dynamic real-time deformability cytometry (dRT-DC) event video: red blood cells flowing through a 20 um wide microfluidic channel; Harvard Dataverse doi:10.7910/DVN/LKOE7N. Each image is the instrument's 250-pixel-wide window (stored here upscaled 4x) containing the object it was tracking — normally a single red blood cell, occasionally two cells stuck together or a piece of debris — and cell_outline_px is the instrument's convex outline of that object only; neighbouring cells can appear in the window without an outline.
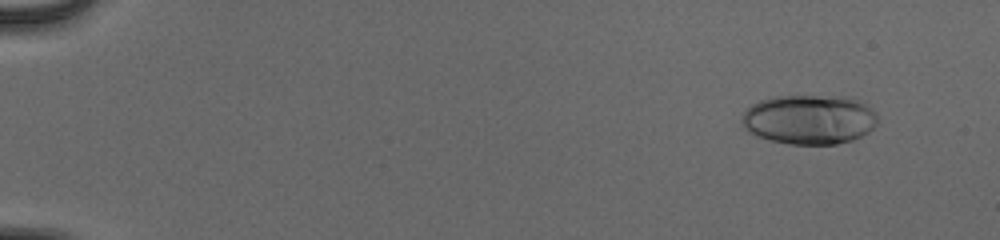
{"species": "human", "species_latin": "Homo sapiens", "temperature_condition": "cold", "stored_images_in_passage": 54, "camera_frame_rate_fps": 3000, "um_per_image_px": 0.085, "donor": {"sex": "male"}, "frame": {"image": 1, "passage_image": 5, "time_ms": 1.333, "image_size_px": [1000, 240], "cell_outline_px": [[876, 124], [868, 132], [852, 140], [836, 144], [788, 144], [768, 140], [756, 136], [748, 132], [740, 124], [740, 120], [744, 112], [752, 104], [760, 100], [776, 96], [852, 96], [876, 112]], "centroid_in_image_um": [68.75, 10.15], "position_along_channel_um": 16.2, "area_um2": 39.54}}
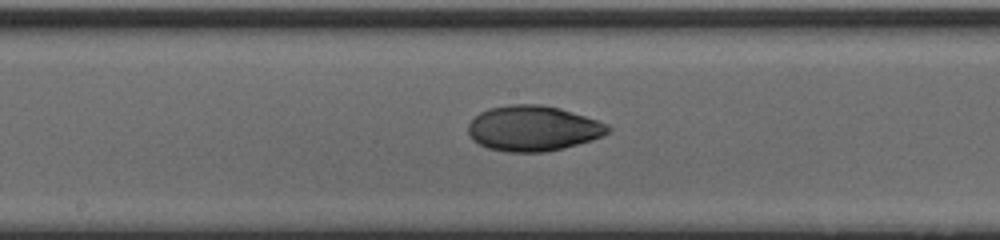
{"frame": {"image": 2, "passage_image": 31, "time_ms": 10.0, "image_size_px": [1000, 240], "cell_outline_px": [[612, 128], [604, 136], [592, 140], [544, 152], [508, 152], [488, 148], [472, 140], [468, 132], [468, 124], [480, 112], [488, 108], [508, 104], [540, 104], [560, 108], [608, 124]], "centroid_in_image_um": [45.3, 10.9], "position_along_channel_um": 202.9, "area_um2": 36.88}}
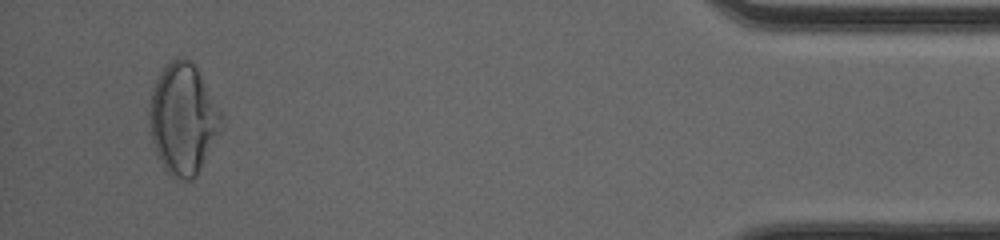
{"frame": {"image": 3, "passage_image": 52, "time_ms": 17.0, "image_size_px": [1000, 240], "cell_outline_px": [[224, 120], [196, 176], [192, 180], [184, 180], [172, 176], [164, 168], [156, 152], [152, 140], [148, 120], [148, 112], [152, 88], [164, 64], [180, 56], [192, 60], [224, 116]], "centroid_in_image_um": [15.53, 10.06], "position_along_channel_um": 419.7, "area_um2": 46.3}, "authors_computed_cell_mechanics": {"area_um2": 36.7319, "velocity_mm_per_s": 3.9616, "shape_relaxation_time_tau1_ms": 6.0842, "shape_relaxation_time_tau2_ms": 1.1453, "deformation_change_tau1": 0.1939, "deformation_change_tau2": 0.0454}}